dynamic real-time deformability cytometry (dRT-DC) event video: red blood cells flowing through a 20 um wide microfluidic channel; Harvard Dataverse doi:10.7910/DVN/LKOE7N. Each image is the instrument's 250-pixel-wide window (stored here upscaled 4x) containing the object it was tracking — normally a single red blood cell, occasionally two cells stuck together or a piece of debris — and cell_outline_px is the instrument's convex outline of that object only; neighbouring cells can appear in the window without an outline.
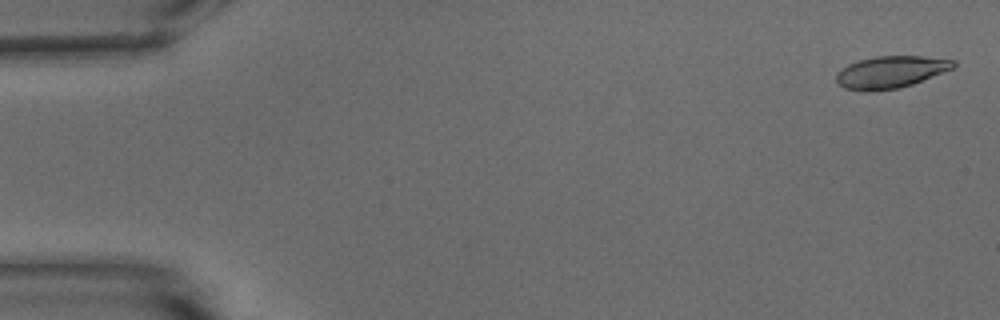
{"species": "common noctule bat (a hibernating species)", "species_latin": "Nyctalus noctula", "temperature_condition": "warm", "stored_images_in_passage": 55, "segment_of_instrument_passage": [1, 2], "camera_frame_rate_fps": 3000, "um_per_image_px": 0.085, "animal": {"sex": "male", "body_mass_g": 15.6}, "frame": {"image": 1, "passage_image": 2, "time_ms": 0.333, "image_size_px": [1000, 320], "cell_outline_px": [[956, 64], [952, 68], [912, 84], [900, 88], [868, 92], [864, 92], [844, 88], [836, 80], [836, 72], [848, 64], [860, 60], [876, 56], [924, 56], [956, 60]], "centroid_in_image_um": [75.67, 6.13], "position_along_channel_um": 9.3, "area_um2": 21.85}}
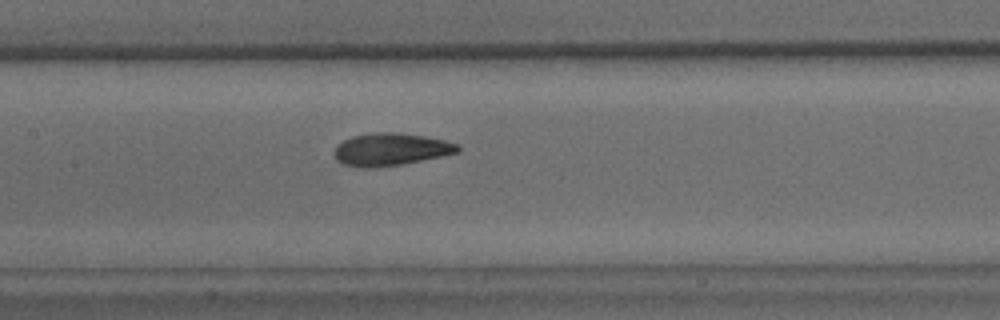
{"frame": {"image": 2, "passage_image": 26, "time_ms": 8.333, "image_size_px": [1000, 320], "cell_outline_px": [[460, 152], [404, 164], [376, 168], [364, 168], [340, 164], [336, 160], [336, 144], [352, 136], [376, 132], [396, 132], [424, 136], [444, 140], [456, 144], [460, 148]], "centroid_in_image_um": [33.19, 12.71], "position_along_channel_um": 174.2, "area_um2": 23.47}}
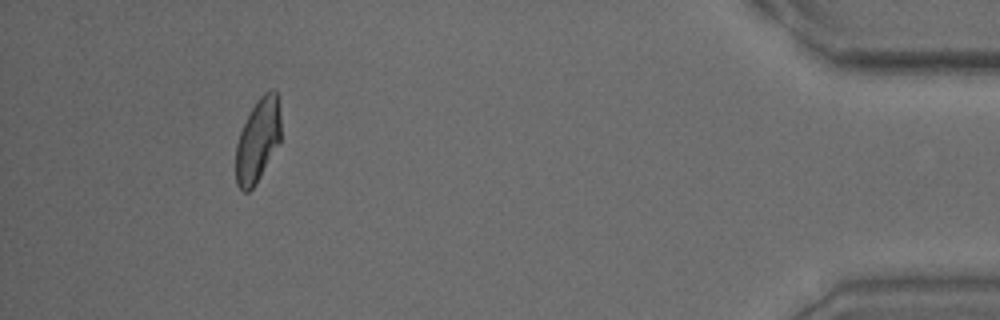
{"frame": {"image": 3, "passage_image": 50, "time_ms": 16.333, "image_size_px": [1000, 320], "cell_outline_px": [[280, 140], [256, 184], [248, 192], [244, 192], [236, 184], [236, 144], [240, 132], [252, 108], [260, 96], [264, 92], [272, 88], [276, 88], [280, 116]], "centroid_in_image_um": [21.91, 11.91], "position_along_channel_um": 413.3, "area_um2": 21.68}}